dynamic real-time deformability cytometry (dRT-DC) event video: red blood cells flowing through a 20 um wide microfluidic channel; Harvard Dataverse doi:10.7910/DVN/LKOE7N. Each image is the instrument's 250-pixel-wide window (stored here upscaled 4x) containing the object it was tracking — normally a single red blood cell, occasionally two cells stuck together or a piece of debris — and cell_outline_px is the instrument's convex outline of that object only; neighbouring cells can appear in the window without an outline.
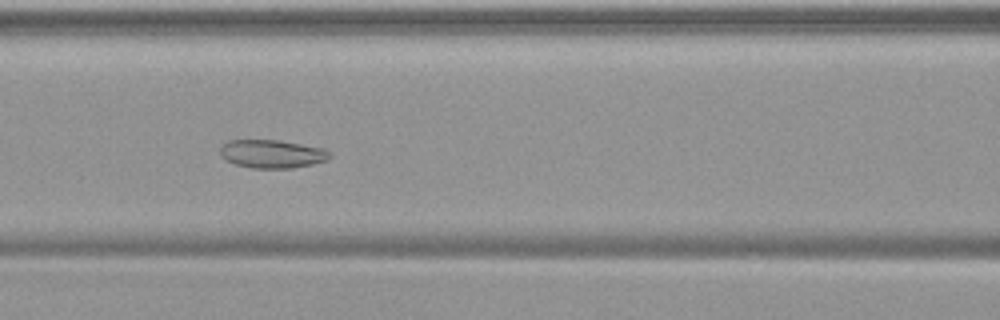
{"species": "common noctule bat (a hibernating species)", "species_latin": "Nyctalus noctula", "temperature_condition": "warm", "stored_images_in_passage": 55, "camera_frame_rate_fps": 3000, "um_per_image_px": 0.085, "animal": {"sex": "female", "body_mass_g": 19.9}, "frame": {"image": 1, "passage_image": 25, "time_ms": 8.0, "image_size_px": [1000, 320], "cell_outline_px": [[332, 156], [328, 160], [312, 164], [292, 168], [252, 168], [236, 164], [224, 160], [220, 156], [220, 148], [228, 140], [280, 140], [324, 148], [332, 152]], "centroid_in_image_um": [23.15, 13.08], "position_along_channel_um": 143.5, "area_um2": 18.26}}
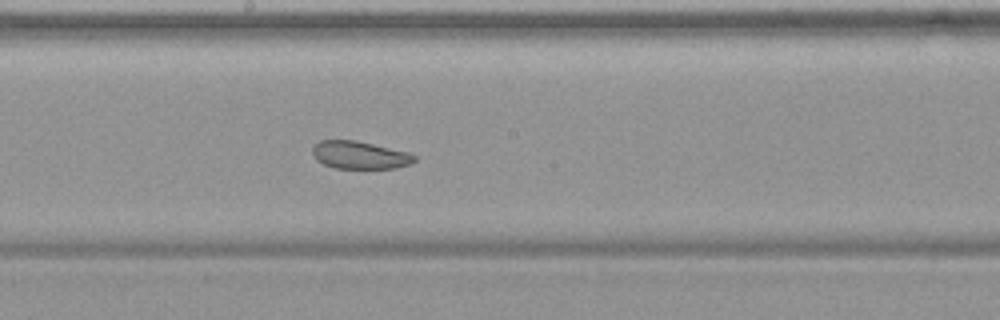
{"frame": {"image": 2, "passage_image": 31, "time_ms": 10.0, "image_size_px": [1000, 320], "cell_outline_px": [[416, 160], [412, 164], [396, 168], [332, 168], [316, 160], [312, 156], [312, 148], [320, 140], [356, 140], [408, 152], [416, 156]], "centroid_in_image_um": [30.57, 13.18], "position_along_channel_um": 217.6, "area_um2": 16.59}}
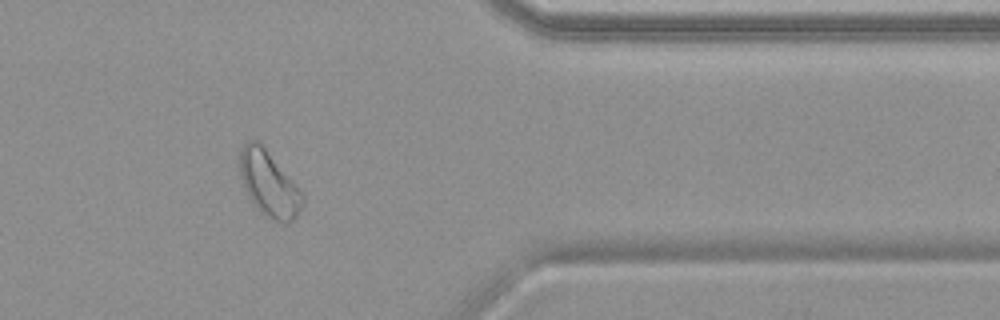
{"frame": {"image": 3, "passage_image": 46, "time_ms": 15.0, "image_size_px": [1000, 320], "cell_outline_px": [[304, 200], [296, 216], [288, 224], [272, 220], [264, 216], [256, 208], [248, 196], [244, 188], [240, 176], [240, 148], [248, 140], [256, 140], [264, 148], [304, 196]], "centroid_in_image_um": [22.81, 15.67], "position_along_channel_um": 388.6, "area_um2": 23.29}, "authors_computed_cell_mechanics": {"area_um2": 24.0448, "velocity_mm_per_s": 3.726, "shape_relaxation_time_tau1_ms": null, "shape_relaxation_time_tau2_ms": 3.266, "deformation_change_tau1": null, "deformation_change_tau2": 0.0786}}